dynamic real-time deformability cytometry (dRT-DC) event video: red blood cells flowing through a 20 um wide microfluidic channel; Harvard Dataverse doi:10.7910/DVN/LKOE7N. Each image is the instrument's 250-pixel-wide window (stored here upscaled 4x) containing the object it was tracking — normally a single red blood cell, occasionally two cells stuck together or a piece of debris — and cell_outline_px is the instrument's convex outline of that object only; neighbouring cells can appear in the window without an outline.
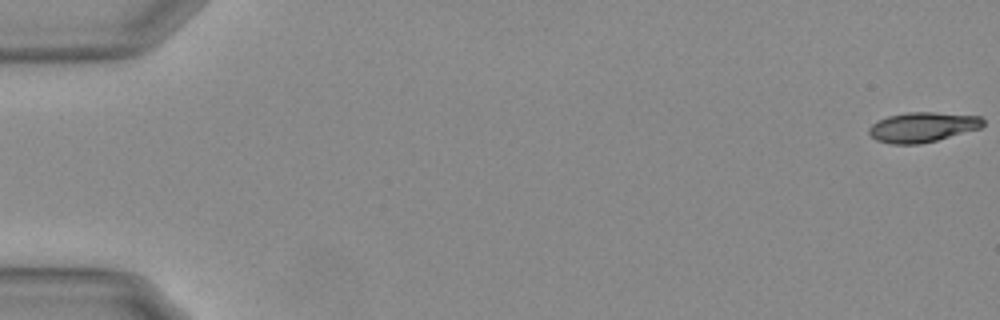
{"species": "Egyptian fruit bat (a non-hibernating species)", "species_latin": "Rousettus aegyptiacus", "temperature_condition": "warm", "stored_images_in_passage": 19, "camera_frame_rate_fps": 3000, "um_per_image_px": 0.085, "animal": {"sex": "female"}, "frame": {"image": 1, "passage_image": 1, "time_ms": 0.0, "image_size_px": [1000, 320], "cell_outline_px": [[984, 124], [980, 128], [936, 140], [920, 144], [892, 144], [876, 140], [868, 132], [868, 128], [876, 120], [888, 116], [908, 112], [932, 112], [980, 116], [984, 120]], "centroid_in_image_um": [78.38, 10.8], "position_along_channel_um": 6.6, "area_um2": 19.83}}
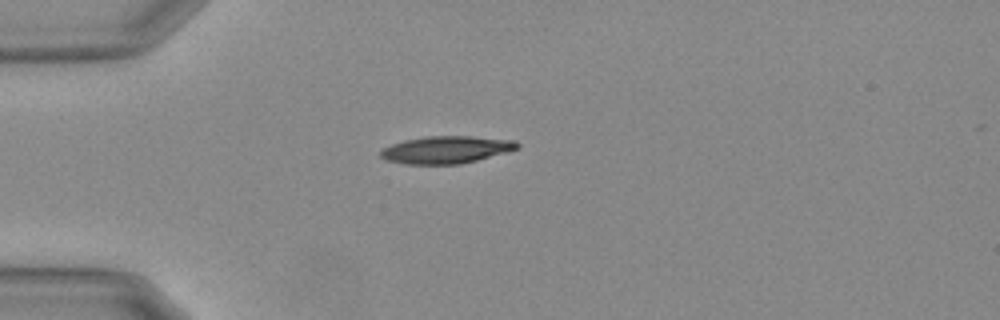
{"frame": {"image": 2, "passage_image": 16, "time_ms": 5.0, "image_size_px": [1000, 320], "cell_outline_px": [[520, 148], [476, 160], [460, 164], [404, 164], [388, 160], [380, 156], [380, 152], [384, 148], [392, 144], [404, 140], [428, 136], [472, 136], [516, 140], [520, 144]], "centroid_in_image_um": [37.95, 12.72], "position_along_channel_um": 47.0, "area_um2": 21.68}}